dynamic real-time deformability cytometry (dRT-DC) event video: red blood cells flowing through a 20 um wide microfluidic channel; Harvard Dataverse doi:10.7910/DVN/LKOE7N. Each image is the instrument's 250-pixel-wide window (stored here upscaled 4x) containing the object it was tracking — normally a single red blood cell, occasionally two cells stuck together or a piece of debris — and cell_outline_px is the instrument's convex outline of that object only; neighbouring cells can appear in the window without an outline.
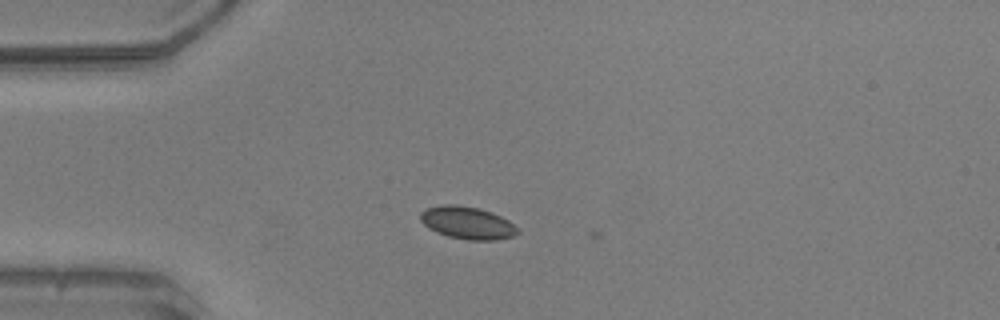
{"species": "common noctule bat (a hibernating species)", "species_latin": "Nyctalus noctula", "temperature_condition": "warm", "stored_images_in_passage": 3, "camera_frame_rate_fps": 3000, "um_per_image_px": 0.085, "animal": {"sex": "male", "body_mass_g": 20.5, "forearm_length_mm": 52.5}, "frame": {"image": 1, "passage_image": 2, "time_ms": 0.333, "image_size_px": [1000, 320], "cell_outline_px": [[520, 232], [512, 236], [496, 240], [468, 240], [448, 236], [436, 232], [428, 228], [420, 220], [420, 212], [428, 208], [444, 204], [456, 204], [480, 208], [492, 212], [508, 220]], "centroid_in_image_um": [39.71, 18.93], "position_along_channel_um": 45.3, "area_um2": 18.38}}